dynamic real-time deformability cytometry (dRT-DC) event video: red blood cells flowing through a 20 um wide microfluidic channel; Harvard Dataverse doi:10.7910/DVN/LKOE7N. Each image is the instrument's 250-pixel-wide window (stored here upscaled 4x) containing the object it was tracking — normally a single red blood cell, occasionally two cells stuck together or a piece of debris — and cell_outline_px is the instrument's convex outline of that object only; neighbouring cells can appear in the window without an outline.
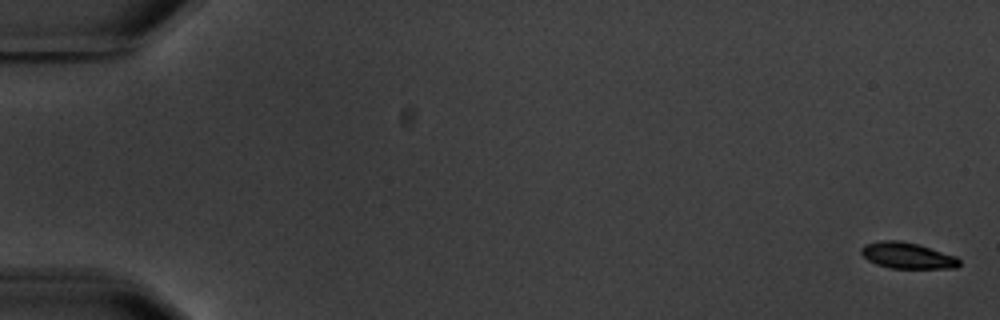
{"species": "common noctule bat (a hibernating species)", "species_latin": "Nyctalus noctula", "temperature_condition": "warm", "stored_images_in_passage": 8, "camera_frame_rate_fps": 3000, "um_per_image_px": 0.085, "animal": {"sex": "male", "body_mass_g": 20.1, "forearm_length_mm": 53.5}, "frame": {"image": 1, "passage_image": 1, "time_ms": 0.0, "image_size_px": [1000, 320], "cell_outline_px": [[960, 264], [956, 268], [892, 268], [876, 264], [868, 260], [860, 252], [860, 248], [864, 244], [880, 240], [900, 240], [916, 244], [956, 256], [960, 260]], "centroid_in_image_um": [77.09, 21.71], "position_along_channel_um": 7.9, "area_um2": 14.85}}
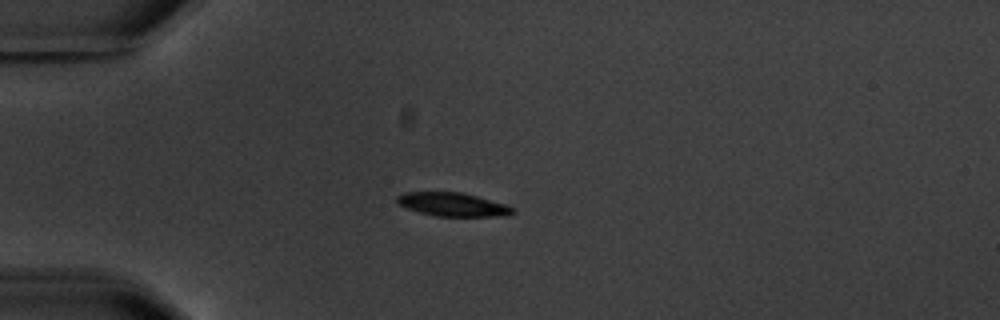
{"frame": {"image": 2, "passage_image": 5, "time_ms": 5.0, "image_size_px": [1000, 320], "cell_outline_px": [[516, 212], [508, 216], [436, 216], [420, 212], [408, 208], [400, 204], [396, 200], [396, 196], [404, 192], [460, 192], [476, 196], [504, 204], [512, 208]], "centroid_in_image_um": [38.48, 17.38], "position_along_channel_um": 46.5, "area_um2": 15.66}}
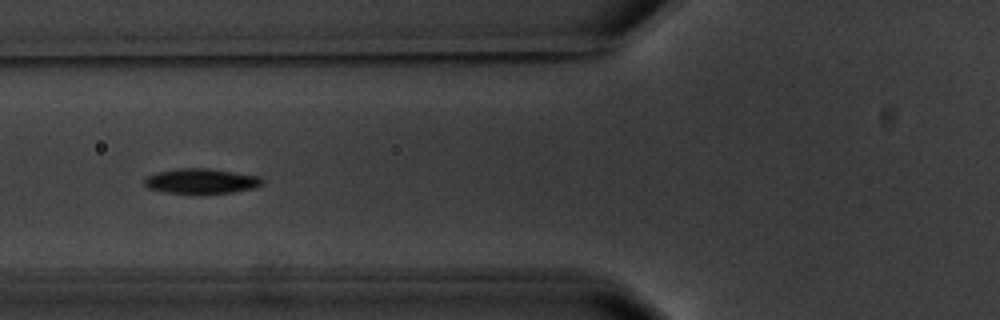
{"frame": {"image": 3, "passage_image": 7, "time_ms": 7.333, "image_size_px": [1000, 320], "cell_outline_px": [[264, 184], [252, 188], [232, 192], [164, 192], [148, 188], [144, 184], [144, 180], [148, 176], [156, 172], [176, 168], [208, 168], [260, 176], [264, 180]], "centroid_in_image_um": [17.11, 15.36], "position_along_channel_um": 108.7, "area_um2": 16.88}}